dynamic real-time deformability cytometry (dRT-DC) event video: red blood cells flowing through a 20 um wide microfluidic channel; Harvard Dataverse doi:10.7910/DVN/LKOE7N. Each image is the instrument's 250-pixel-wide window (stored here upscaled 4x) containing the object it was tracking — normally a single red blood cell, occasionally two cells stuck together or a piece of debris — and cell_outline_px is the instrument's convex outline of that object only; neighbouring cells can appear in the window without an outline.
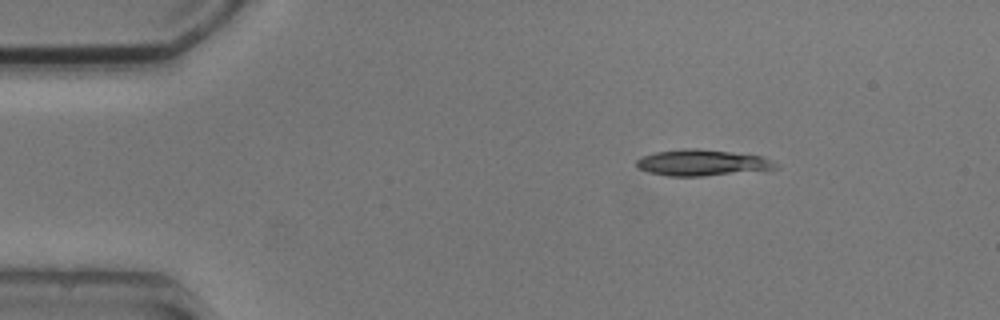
{"species": "common noctule bat (a hibernating species)", "species_latin": "Nyctalus noctula", "temperature_condition": "cold", "stored_images_in_passage": 4, "camera_frame_rate_fps": 3000, "um_per_image_px": 0.085, "animal": {"sex": "male", "body_mass_g": 20.5, "forearm_length_mm": 52.5}, "frame": {"image": 1, "passage_image": 1, "time_ms": 0.0, "image_size_px": [1000, 320], "cell_outline_px": [[780, 168], [704, 176], [668, 176], [648, 172], [636, 168], [636, 160], [640, 156], [656, 152], [680, 148], [696, 148], [764, 156], [780, 164]], "centroid_in_image_um": [59.66, 13.82], "position_along_channel_um": 25.3, "area_um2": 21.44}}